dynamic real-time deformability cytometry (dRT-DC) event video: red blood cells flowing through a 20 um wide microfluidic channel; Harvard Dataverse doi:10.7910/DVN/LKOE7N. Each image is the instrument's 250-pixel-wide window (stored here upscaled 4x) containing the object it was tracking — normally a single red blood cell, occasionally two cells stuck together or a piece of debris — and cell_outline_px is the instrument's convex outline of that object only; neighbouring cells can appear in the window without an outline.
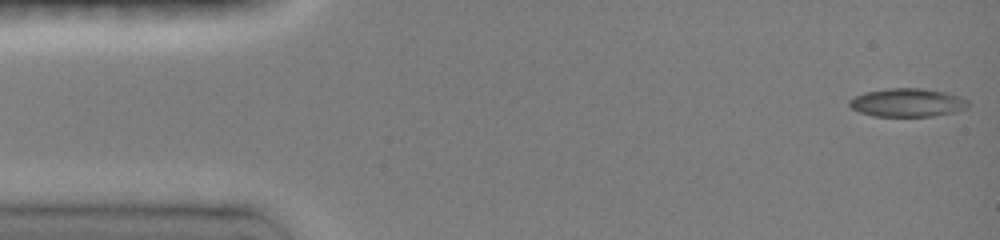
{"species": "common noctule bat (a hibernating species)", "species_latin": "Nyctalus noctula", "temperature_condition": "room temperature", "stored_images_in_passage": 30, "camera_frame_rate_fps": 3000, "um_per_image_px": 0.085, "animal": {"sex": "female", "body_mass_g": 19.0, "forearm_length_mm": 51.5}, "frame": {"image": 1, "passage_image": 1, "time_ms": 0.0, "image_size_px": [1000, 240], "cell_outline_px": [[968, 108], [956, 112], [932, 116], [872, 116], [860, 112], [852, 108], [848, 104], [848, 100], [864, 92], [888, 88], [924, 88], [948, 92], [960, 96], [968, 100]], "centroid_in_image_um": [77.16, 8.71], "position_along_channel_um": 7.8, "area_um2": 19.88}}
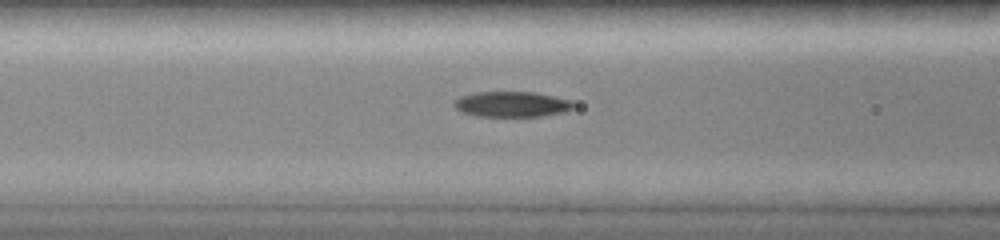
{"frame": {"image": 2, "passage_image": 16, "time_ms": 5.667, "image_size_px": [1000, 240], "cell_outline_px": [[576, 108], [564, 112], [540, 116], [476, 116], [460, 112], [452, 104], [460, 96], [476, 92], [536, 92], [572, 100], [576, 104]], "centroid_in_image_um": [43.54, 8.86], "position_along_channel_um": 123.1, "area_um2": 17.92}}
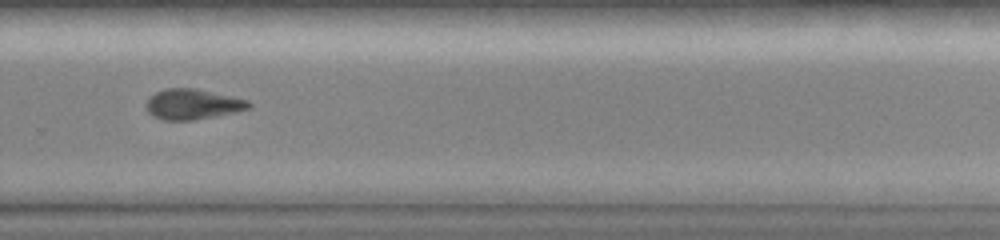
{"frame": {"image": 3, "passage_image": 28, "time_ms": 10.333, "image_size_px": [1000, 240], "cell_outline_px": [[252, 104], [248, 108], [236, 112], [216, 116], [192, 120], [164, 120], [152, 116], [148, 112], [144, 104], [156, 92], [168, 88], [196, 88], [248, 100]], "centroid_in_image_um": [16.36, 8.86], "position_along_channel_um": 313.4, "area_um2": 18.09}}